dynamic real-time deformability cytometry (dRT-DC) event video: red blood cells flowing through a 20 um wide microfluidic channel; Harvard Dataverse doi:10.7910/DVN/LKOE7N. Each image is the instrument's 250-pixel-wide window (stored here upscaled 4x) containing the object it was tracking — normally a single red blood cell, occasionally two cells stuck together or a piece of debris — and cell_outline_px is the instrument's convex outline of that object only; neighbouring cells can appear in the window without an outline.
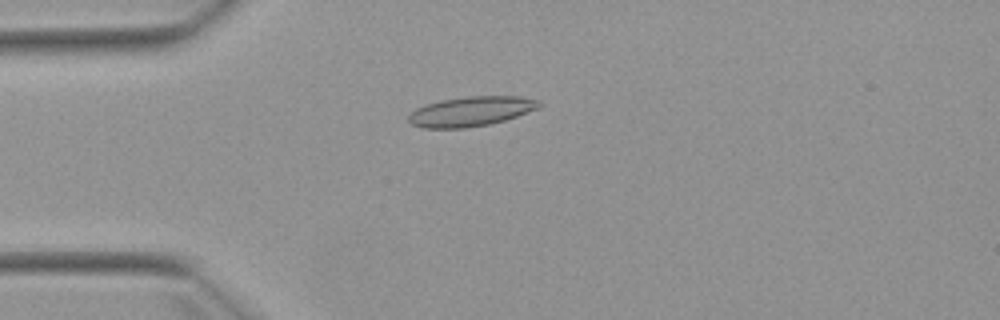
{"species": "Egyptian fruit bat (a non-hibernating species)", "species_latin": "Rousettus aegyptiacus", "temperature_condition": "warm", "stored_images_in_passage": 6, "camera_frame_rate_fps": 3000, "um_per_image_px": 0.085, "animal": {"sex": "female"}, "frame": {"image": 1, "passage_image": 4, "time_ms": 3.667, "image_size_px": [1000, 320], "cell_outline_px": [[540, 108], [504, 120], [488, 124], [464, 128], [424, 128], [412, 124], [408, 120], [408, 116], [416, 108], [440, 100], [468, 96], [516, 96], [540, 100]], "centroid_in_image_um": [40.04, 9.46], "position_along_channel_um": 45.0, "area_um2": 22.43}}
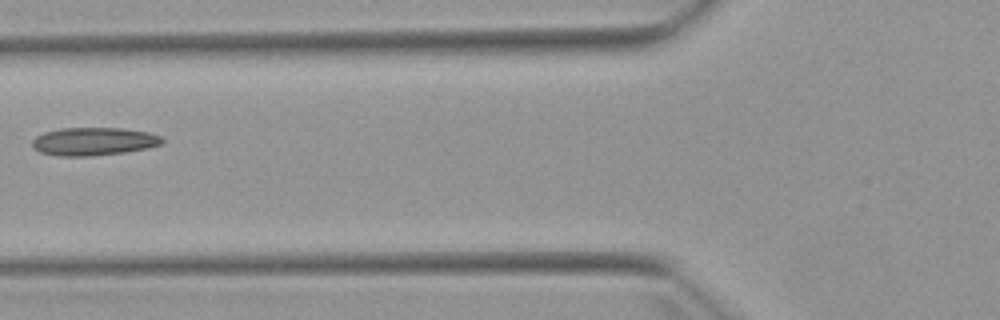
{"frame": {"image": 2, "passage_image": 6, "time_ms": 6.0, "image_size_px": [1000, 320], "cell_outline_px": [[164, 144], [148, 148], [124, 152], [92, 156], [60, 156], [40, 152], [32, 148], [32, 140], [36, 136], [44, 132], [60, 128], [124, 128], [148, 132], [160, 136], [164, 140]], "centroid_in_image_um": [7.97, 12.02], "position_along_channel_um": 117.8, "area_um2": 21.39}}